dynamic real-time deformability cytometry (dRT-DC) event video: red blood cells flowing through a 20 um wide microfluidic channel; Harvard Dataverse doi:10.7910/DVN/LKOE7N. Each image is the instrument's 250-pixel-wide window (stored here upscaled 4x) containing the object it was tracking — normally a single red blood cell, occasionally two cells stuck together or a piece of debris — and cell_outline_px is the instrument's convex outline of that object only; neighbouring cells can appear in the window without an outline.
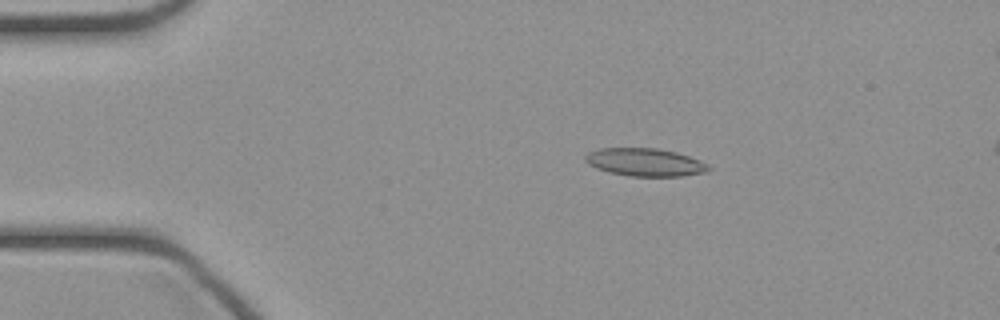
{"species": "common noctule bat (a hibernating species)", "species_latin": "Nyctalus noctula", "temperature_condition": "cold", "stored_images_in_passage": 6, "camera_frame_rate_fps": 3000, "um_per_image_px": 0.085, "animal": {"sex": "female", "body_mass_g": 21.9}, "frame": {"image": 1, "passage_image": 1, "time_ms": 0.0, "image_size_px": [1000, 320], "cell_outline_px": [[712, 168], [708, 172], [684, 176], [632, 176], [608, 172], [596, 168], [588, 164], [584, 160], [584, 156], [588, 152], [600, 148], [656, 148], [676, 152], [700, 160], [708, 164]], "centroid_in_image_um": [54.84, 13.79], "position_along_channel_um": 30.2, "area_um2": 20.17}}